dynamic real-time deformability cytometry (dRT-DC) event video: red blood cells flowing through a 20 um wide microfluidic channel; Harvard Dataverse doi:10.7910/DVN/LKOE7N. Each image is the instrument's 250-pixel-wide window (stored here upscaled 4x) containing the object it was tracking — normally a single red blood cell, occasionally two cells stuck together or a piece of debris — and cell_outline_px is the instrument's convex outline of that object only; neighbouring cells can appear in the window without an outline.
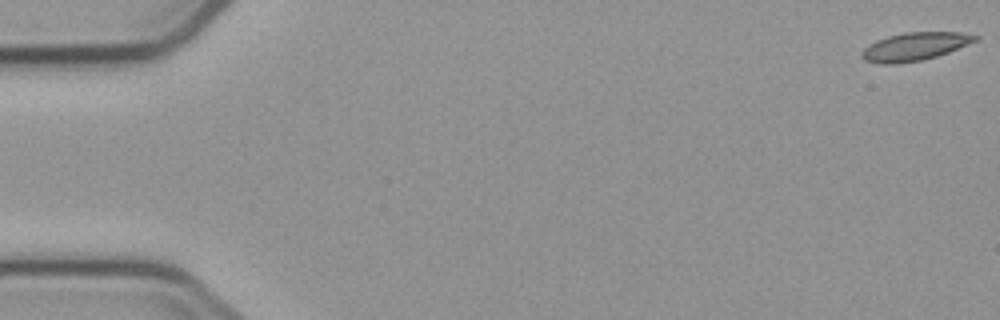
{"species": "common noctule bat (a hibernating species)", "species_latin": "Nyctalus noctula", "temperature_condition": "cold", "stored_images_in_passage": 3, "camera_frame_rate_fps": 3000, "um_per_image_px": 0.085, "animal": {"sex": "male", "body_mass_g": 23.1, "forearm_length_mm": 52.7}, "frame": {"image": 1, "passage_image": 1, "time_ms": 0.0, "image_size_px": [1000, 320], "cell_outline_px": [[980, 36], [976, 40], [948, 52], [936, 56], [920, 60], [896, 64], [880, 64], [864, 60], [860, 56], [860, 52], [868, 44], [876, 40], [888, 36], [904, 32], [960, 32]], "centroid_in_image_um": [77.68, 3.95], "position_along_channel_um": 7.3, "area_um2": 18.5}}
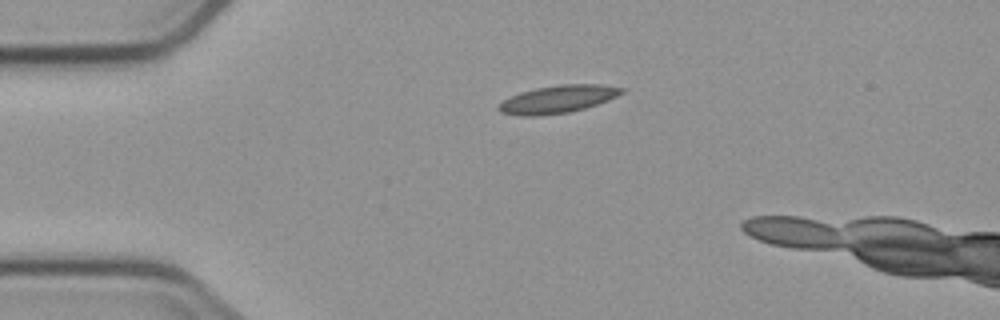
{"frame": {"image": 2, "passage_image": 2, "time_ms": 4.0, "image_size_px": [1000, 320], "cell_outline_px": [[628, 88], [624, 92], [608, 100], [584, 108], [568, 112], [536, 116], [520, 116], [500, 112], [496, 108], [504, 100], [520, 92], [536, 88], [560, 84], [600, 84]], "centroid_in_image_um": [47.43, 8.42], "position_along_channel_um": 37.6, "area_um2": 19.77}}